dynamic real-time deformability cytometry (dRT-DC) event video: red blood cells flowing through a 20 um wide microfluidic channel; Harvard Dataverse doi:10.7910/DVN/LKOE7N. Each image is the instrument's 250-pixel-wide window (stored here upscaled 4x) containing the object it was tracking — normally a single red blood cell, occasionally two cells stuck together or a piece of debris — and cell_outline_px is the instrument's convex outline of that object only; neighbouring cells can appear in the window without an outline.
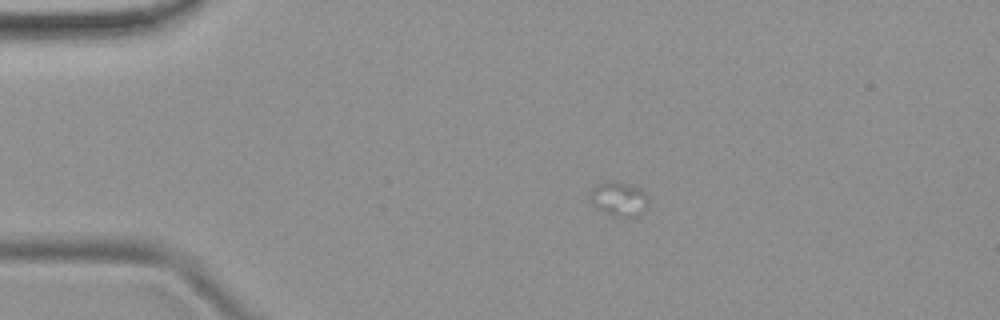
{"species": "common noctule bat (a hibernating species)", "species_latin": "Nyctalus noctula", "temperature_condition": "room temperature", "stored_images_in_passage": 4, "camera_frame_rate_fps": 3000, "um_per_image_px": 0.085, "animal": {"sex": "female", "body_mass_g": 19.9}, "frame": {"image": 1, "passage_image": 2, "time_ms": 1.0, "image_size_px": [1000, 320], "cell_outline_px": [[648, 200], [640, 216], [632, 220], [612, 216], [592, 204], [588, 200], [592, 192], [600, 184], [624, 184], [640, 188], [648, 196]], "centroid_in_image_um": [52.67, 17.02], "position_along_channel_um": 32.3, "area_um2": 11.27}}